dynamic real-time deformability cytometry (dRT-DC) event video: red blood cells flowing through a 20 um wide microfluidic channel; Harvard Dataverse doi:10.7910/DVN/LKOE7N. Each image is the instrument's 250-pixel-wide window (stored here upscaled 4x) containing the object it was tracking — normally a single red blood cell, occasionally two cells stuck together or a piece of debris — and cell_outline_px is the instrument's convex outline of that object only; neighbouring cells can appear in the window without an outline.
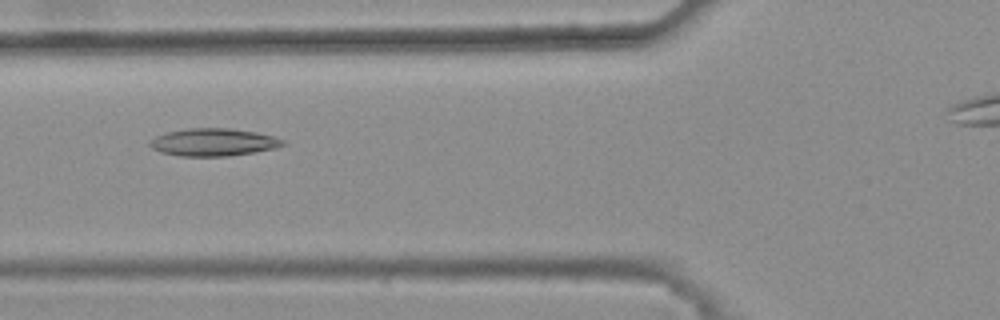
{"species": "common noctule bat (a hibernating species)", "species_latin": "Nyctalus noctula", "temperature_condition": "warm", "stored_images_in_passage": 39, "camera_frame_rate_fps": 3000, "um_per_image_px": 0.085, "animal": {"sex": "female", "body_mass_g": 25.1}, "frame": {"image": 1, "passage_image": 10, "time_ms": 3.0, "image_size_px": [1000, 320], "cell_outline_px": [[284, 144], [272, 148], [252, 152], [228, 156], [180, 156], [160, 152], [152, 148], [148, 144], [148, 140], [156, 136], [168, 132], [188, 128], [228, 128], [256, 132], [272, 136], [284, 140]], "centroid_in_image_um": [18.07, 12.08], "position_along_channel_um": 107.7, "area_um2": 21.15}}
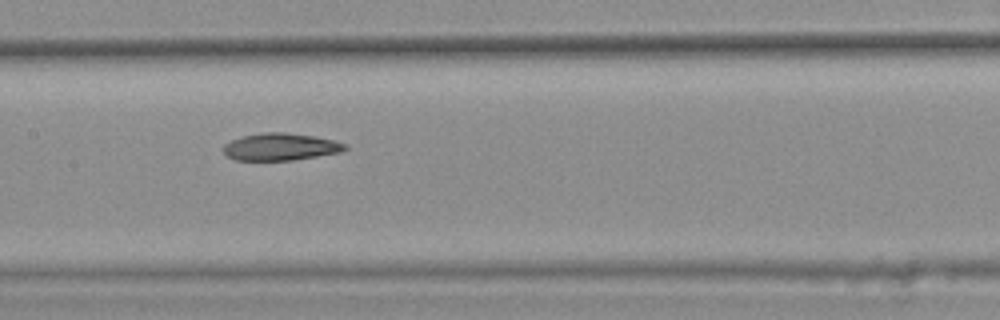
{"frame": {"image": 2, "passage_image": 16, "time_ms": 5.0, "image_size_px": [1000, 320], "cell_outline_px": [[348, 148], [340, 152], [292, 160], [236, 160], [228, 156], [220, 148], [224, 144], [232, 140], [244, 136], [264, 132], [284, 132], [312, 136], [332, 140], [348, 144]], "centroid_in_image_um": [23.82, 12.48], "position_along_channel_um": 183.6, "area_um2": 19.13}}
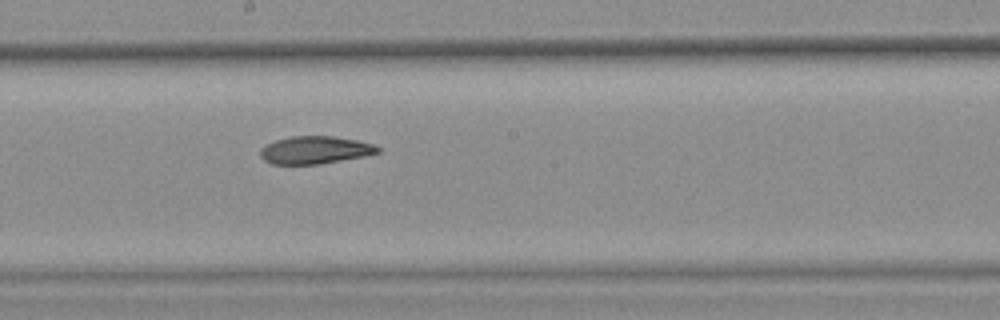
{"frame": {"image": 3, "passage_image": 19, "time_ms": 6.0, "image_size_px": [1000, 320], "cell_outline_px": [[380, 152], [364, 156], [320, 164], [272, 164], [264, 160], [260, 156], [260, 148], [276, 140], [292, 136], [332, 136], [356, 140], [372, 144], [380, 148]], "centroid_in_image_um": [26.76, 12.75], "position_along_channel_um": 221.4, "area_um2": 18.79}, "authors_computed_cell_mechanics": {"area_um2": 19.8832, "velocity_mm_per_s": 3.793, "shape_relaxation_time_tau1_ms": null, "shape_relaxation_time_tau2_ms": 4.0095, "deformation_change_tau1": null, "deformation_change_tau2": 0.1092}}